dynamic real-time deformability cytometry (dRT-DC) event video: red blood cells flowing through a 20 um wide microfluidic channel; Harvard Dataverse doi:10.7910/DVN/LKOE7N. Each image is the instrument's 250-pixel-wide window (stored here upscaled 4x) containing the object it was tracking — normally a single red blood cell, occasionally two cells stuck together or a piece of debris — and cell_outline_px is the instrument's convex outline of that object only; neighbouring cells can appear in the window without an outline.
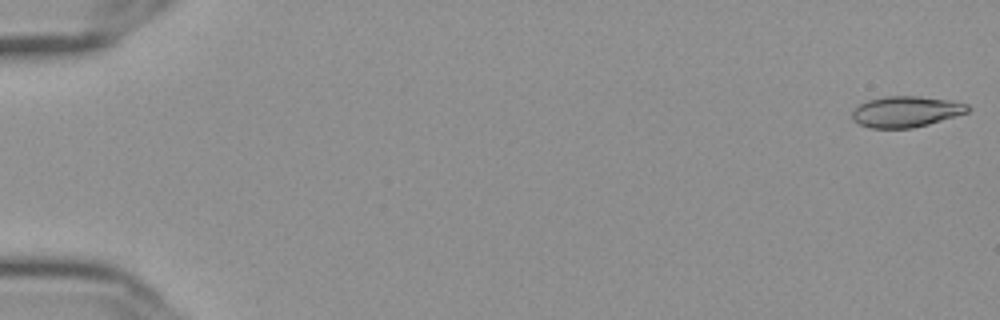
{"species": "Egyptian fruit bat (a non-hibernating species)", "species_latin": "Rousettus aegyptiacus", "temperature_condition": "cold", "stored_images_in_passage": 57, "camera_frame_rate_fps": 3000, "um_per_image_px": 0.085, "frame": {"image": 1, "passage_image": 1, "time_ms": 0.0, "image_size_px": [1000, 320], "cell_outline_px": [[972, 108], [968, 112], [956, 116], [928, 124], [912, 128], [872, 128], [860, 124], [852, 120], [852, 112], [860, 104], [868, 100], [884, 96], [920, 96], [948, 100], [968, 104]], "centroid_in_image_um": [77.02, 9.48], "position_along_channel_um": 8.0, "area_um2": 20.81}}
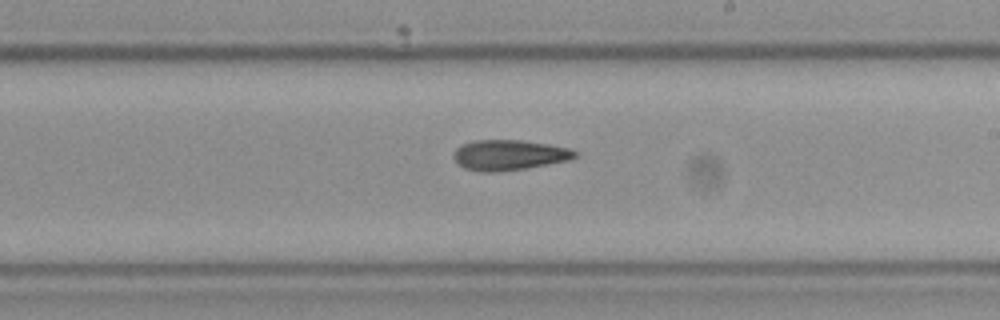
{"frame": {"image": 2, "passage_image": 34, "time_ms": 11.0, "image_size_px": [1000, 320], "cell_outline_px": [[580, 156], [568, 160], [524, 168], [496, 172], [480, 172], [464, 168], [456, 164], [452, 156], [456, 148], [460, 144], [472, 140], [524, 140], [548, 144], [568, 148], [580, 152]], "centroid_in_image_um": [43.24, 13.17], "position_along_channel_um": 245.8, "area_um2": 21.73}}
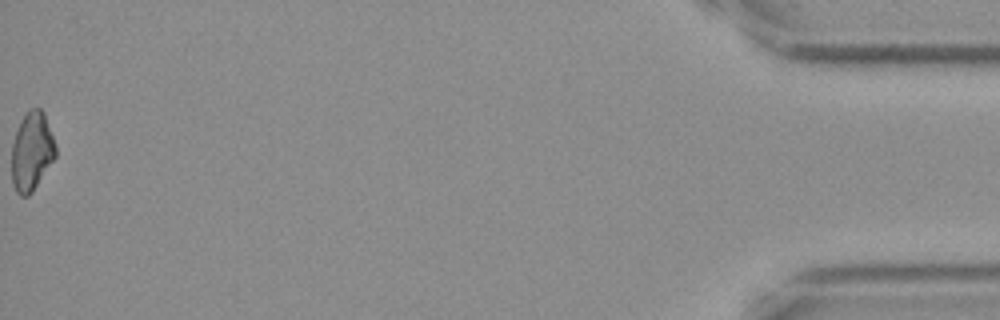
{"frame": {"image": 3, "passage_image": 57, "time_ms": 18.667, "image_size_px": [1000, 320], "cell_outline_px": [[56, 156], [32, 192], [28, 196], [20, 196], [16, 192], [12, 184], [12, 144], [20, 120], [28, 108], [40, 108], [44, 112], [56, 144]], "centroid_in_image_um": [2.7, 12.85], "position_along_channel_um": 432.5, "area_um2": 20.29}, "authors_computed_cell_mechanics": {"area_um2": 21.0392, "velocity_mm_per_s": 3.644, "shape_relaxation_time_tau1_ms": null, "shape_relaxation_time_tau2_ms": 6.7434, "deformation_change_tau1": null, "deformation_change_tau2": 0.1557}}